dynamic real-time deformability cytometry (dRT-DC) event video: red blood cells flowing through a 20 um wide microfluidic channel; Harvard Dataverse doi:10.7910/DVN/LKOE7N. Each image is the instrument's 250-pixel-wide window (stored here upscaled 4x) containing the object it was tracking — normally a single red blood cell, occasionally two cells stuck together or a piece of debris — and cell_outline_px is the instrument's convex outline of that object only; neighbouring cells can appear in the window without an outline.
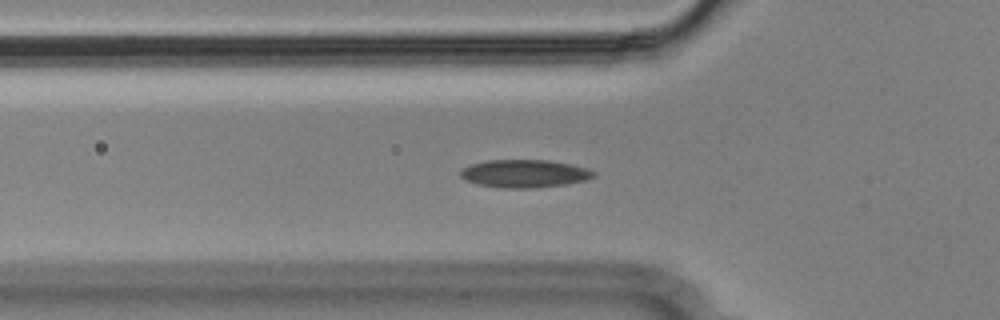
{"species": "Egyptian fruit bat (a non-hibernating species)", "species_latin": "Rousettus aegyptiacus", "temperature_condition": "cold", "stored_images_in_passage": 54, "camera_frame_rate_fps": 3000, "um_per_image_px": 0.085, "animal": {"sex": "male"}, "frame": {"image": 1, "passage_image": 17, "time_ms": 5.333, "image_size_px": [1000, 320], "cell_outline_px": [[596, 176], [584, 180], [564, 184], [536, 188], [504, 188], [476, 184], [464, 180], [460, 176], [460, 172], [464, 168], [472, 164], [488, 160], [548, 160], [568, 164], [584, 168], [596, 172]], "centroid_in_image_um": [44.54, 14.76], "position_along_channel_um": 81.3, "area_um2": 21.44}}
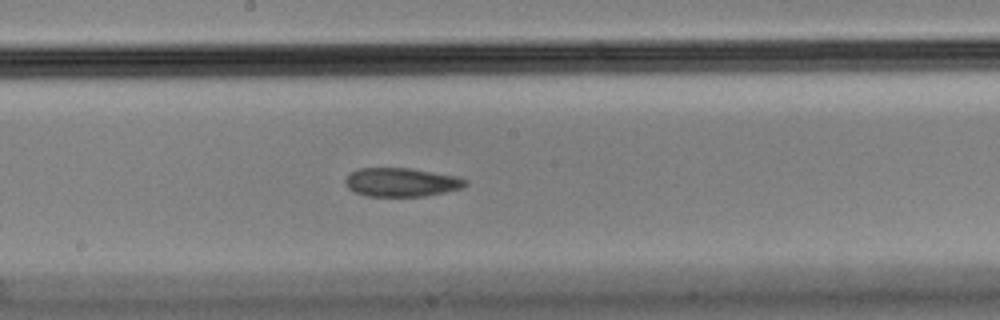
{"frame": {"image": 2, "passage_image": 28, "time_ms": 9.0, "image_size_px": [1000, 320], "cell_outline_px": [[468, 184], [464, 188], [424, 196], [364, 196], [348, 188], [344, 184], [344, 180], [352, 172], [360, 168], [408, 168], [456, 176], [468, 180]], "centroid_in_image_um": [34.13, 15.49], "position_along_channel_um": 214.1, "area_um2": 20.06}}
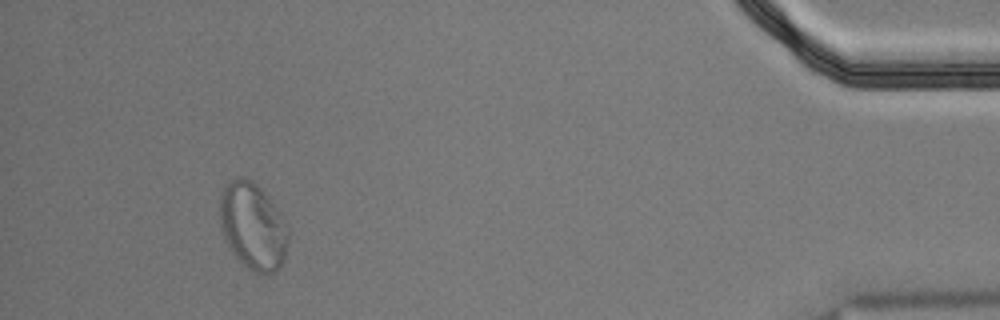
{"frame": {"image": 3, "passage_image": 50, "time_ms": 16.333, "image_size_px": [1000, 320], "cell_outline_px": [[288, 240], [284, 260], [272, 272], [256, 272], [248, 268], [228, 248], [224, 240], [220, 224], [220, 196], [224, 184], [228, 180], [252, 180], [260, 188], [280, 212], [288, 224]], "centroid_in_image_um": [21.48, 19.22], "position_along_channel_um": 413.7, "area_um2": 34.28}, "authors_computed_cell_mechanics": {"area_um2": 21.4438, "velocity_mm_per_s": 3.6071, "shape_relaxation_time_tau1_ms": null, "shape_relaxation_time_tau2_ms": 5.882, "deformation_change_tau1": null, "deformation_change_tau2": 0.1017}}